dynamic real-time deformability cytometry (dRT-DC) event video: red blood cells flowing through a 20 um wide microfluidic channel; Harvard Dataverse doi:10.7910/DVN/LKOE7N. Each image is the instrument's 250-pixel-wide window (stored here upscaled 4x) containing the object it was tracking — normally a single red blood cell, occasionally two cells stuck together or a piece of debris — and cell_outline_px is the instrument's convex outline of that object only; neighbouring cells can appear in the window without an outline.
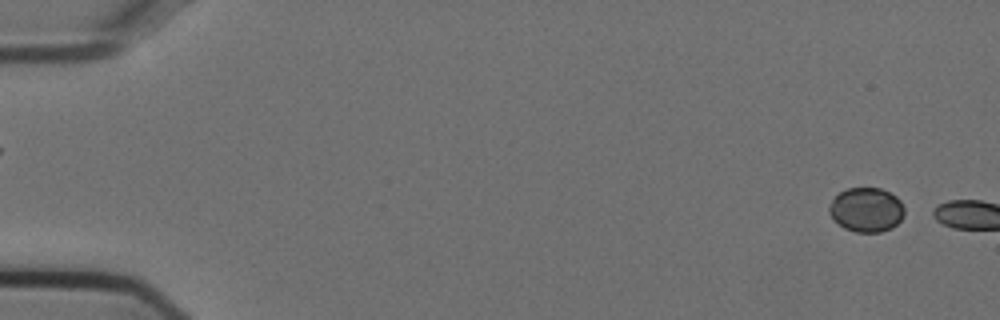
{"species": "Egyptian fruit bat (a non-hibernating species)", "species_latin": "Rousettus aegyptiacus", "temperature_condition": "cold", "stored_images_in_passage": 6, "camera_frame_rate_fps": 3000, "um_per_image_px": 0.085, "animal": {"sex": "female"}, "frame": {"image": 1, "passage_image": 3, "time_ms": 0.667, "image_size_px": [1000, 320], "cell_outline_px": [[904, 216], [892, 228], [880, 232], [856, 232], [844, 228], [832, 220], [828, 212], [828, 208], [832, 200], [840, 192], [848, 188], [880, 188], [896, 196], [900, 200], [904, 208]], "centroid_in_image_um": [73.63, 17.84], "position_along_channel_um": 11.4, "area_um2": 19.54}}